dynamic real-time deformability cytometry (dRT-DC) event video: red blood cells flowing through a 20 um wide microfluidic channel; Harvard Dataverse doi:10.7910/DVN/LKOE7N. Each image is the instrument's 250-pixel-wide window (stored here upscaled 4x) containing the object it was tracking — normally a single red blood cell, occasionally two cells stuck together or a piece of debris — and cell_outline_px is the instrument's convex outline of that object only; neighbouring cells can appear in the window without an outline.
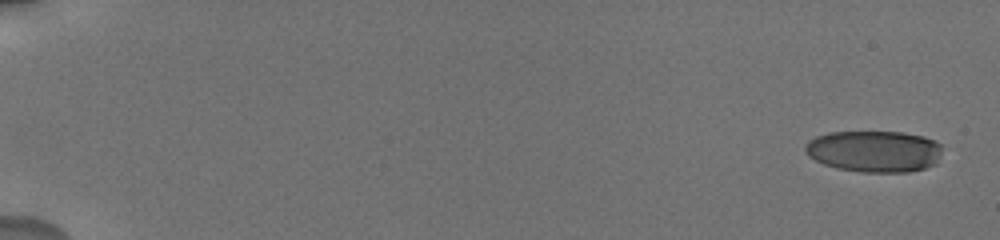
{"species": "human", "species_latin": "Homo sapiens", "temperature_condition": "cold", "stored_images_in_passage": 43, "camera_frame_rate_fps": 3000, "um_per_image_px": 0.085, "donor": {"sex": "male"}, "frame": {"image": 1, "passage_image": 1, "time_ms": 0.0, "image_size_px": [1000, 240], "cell_outline_px": [[940, 152], [936, 164], [924, 168], [908, 172], [860, 172], [836, 168], [824, 164], [808, 156], [804, 152], [804, 144], [808, 140], [816, 136], [828, 132], [904, 132], [924, 136], [936, 140], [940, 144]], "centroid_in_image_um": [74.28, 12.85], "position_along_channel_um": 10.7, "area_um2": 33.47}}
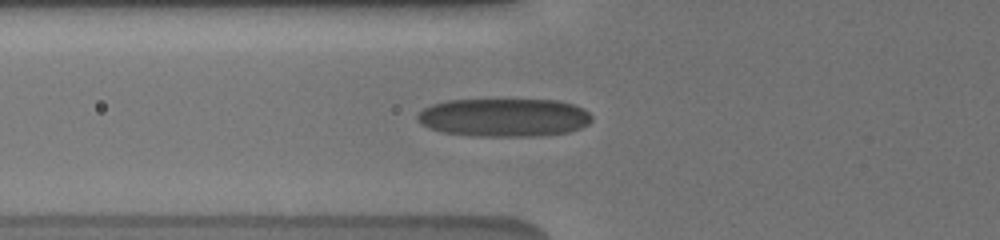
{"frame": {"image": 2, "passage_image": 18, "time_ms": 7.0, "image_size_px": [1000, 240], "cell_outline_px": [[592, 120], [588, 124], [580, 128], [568, 132], [540, 136], [472, 136], [444, 132], [420, 124], [416, 120], [416, 116], [424, 108], [432, 104], [448, 100], [500, 96], [560, 100], [584, 108], [592, 116]], "centroid_in_image_um": [42.86, 9.92], "position_along_channel_um": 82.9, "area_um2": 40.63}}
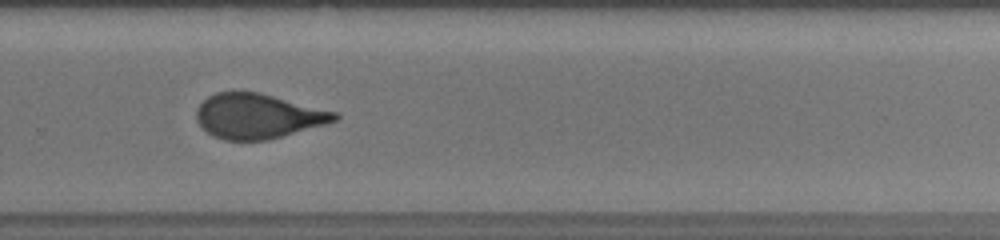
{"frame": {"image": 3, "passage_image": 32, "time_ms": 13.0, "image_size_px": [1000, 240], "cell_outline_px": [[340, 116], [336, 120], [324, 124], [268, 140], [224, 140], [212, 136], [196, 120], [196, 108], [208, 96], [216, 92], [260, 92], [340, 112]], "centroid_in_image_um": [21.94, 9.86], "position_along_channel_um": 307.9, "area_um2": 36.18}, "authors_computed_cell_mechanics": {"area_um2": 36.9342, "velocity_mm_per_s": 3.7582, "shape_relaxation_time_tau1_ms": 8.352, "shape_relaxation_time_tau2_ms": 1.1483, "deformation_change_tau1": 0.2139, "deformation_change_tau2": 0.0943}}